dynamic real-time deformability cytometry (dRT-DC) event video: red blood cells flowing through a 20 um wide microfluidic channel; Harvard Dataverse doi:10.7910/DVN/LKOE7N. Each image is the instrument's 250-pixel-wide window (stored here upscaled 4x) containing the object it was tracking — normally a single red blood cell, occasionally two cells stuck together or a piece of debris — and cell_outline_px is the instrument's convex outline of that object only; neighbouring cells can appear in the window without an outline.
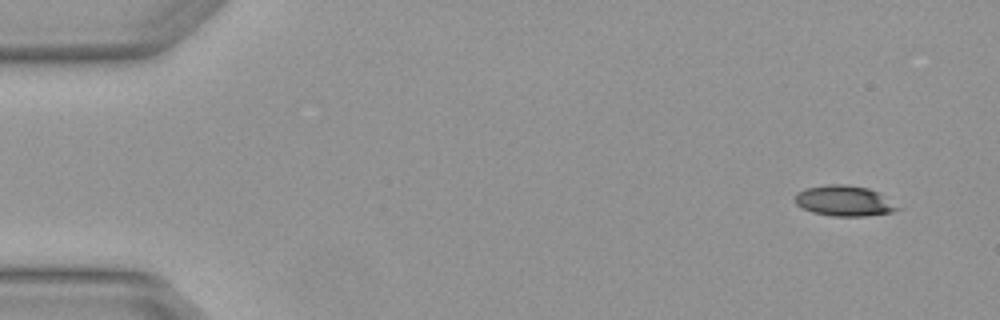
{"species": "Egyptian fruit bat (a non-hibernating species)", "species_latin": "Rousettus aegyptiacus", "temperature_condition": "warm", "stored_images_in_passage": 4, "camera_frame_rate_fps": 3000, "um_per_image_px": 0.085, "animal": {"sex": "female"}, "frame": {"image": 1, "passage_image": 1, "time_ms": 0.0, "image_size_px": [1000, 320], "cell_outline_px": [[904, 208], [892, 212], [864, 216], [832, 216], [812, 212], [796, 204], [796, 192], [804, 188], [828, 184], [840, 184], [868, 188], [880, 192]], "centroid_in_image_um": [71.82, 17.07], "position_along_channel_um": 13.2, "area_um2": 18.44}}
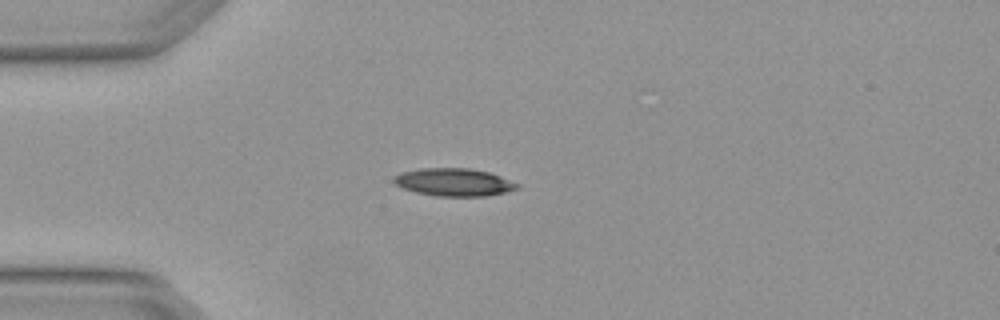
{"frame": {"image": 2, "passage_image": 4, "time_ms": 1.0, "image_size_px": [1000, 320], "cell_outline_px": [[520, 188], [488, 196], [436, 196], [416, 192], [404, 188], [396, 184], [392, 180], [392, 176], [400, 172], [420, 168], [468, 168], [488, 172], [500, 176], [520, 184]], "centroid_in_image_um": [38.57, 15.48], "position_along_channel_um": 46.4, "area_um2": 20.0}}